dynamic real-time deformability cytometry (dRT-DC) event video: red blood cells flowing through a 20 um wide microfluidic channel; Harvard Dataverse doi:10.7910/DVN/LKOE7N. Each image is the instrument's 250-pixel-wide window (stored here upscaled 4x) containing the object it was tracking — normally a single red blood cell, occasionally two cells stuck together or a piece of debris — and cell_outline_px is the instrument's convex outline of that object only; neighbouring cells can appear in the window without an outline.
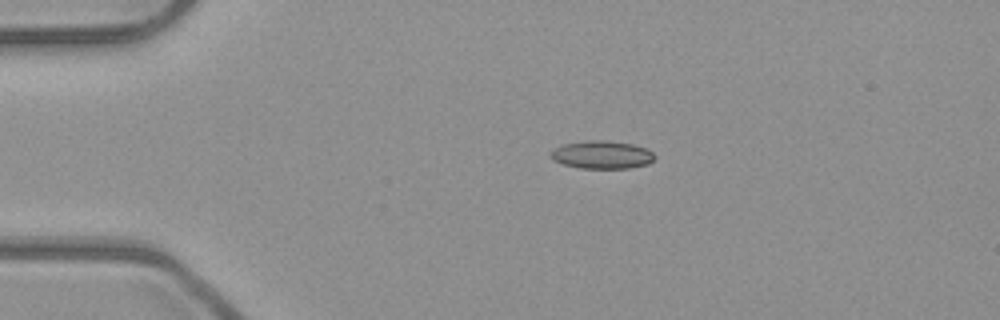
{"species": "common noctule bat (a hibernating species)", "species_latin": "Nyctalus noctula", "temperature_condition": "room temperature", "stored_images_in_passage": 2, "camera_frame_rate_fps": 3000, "um_per_image_px": 0.085, "animal": {"sex": "male", "body_mass_g": 23.1, "forearm_length_mm": 52.7}, "frame": {"image": 1, "passage_image": 1, "time_ms": 0.0, "image_size_px": [1000, 320], "cell_outline_px": [[656, 156], [648, 164], [628, 168], [580, 168], [564, 164], [552, 160], [548, 156], [548, 152], [564, 144], [588, 140], [604, 140], [632, 144], [648, 148]], "centroid_in_image_um": [51.14, 13.15], "position_along_channel_um": 33.9, "area_um2": 16.99}}